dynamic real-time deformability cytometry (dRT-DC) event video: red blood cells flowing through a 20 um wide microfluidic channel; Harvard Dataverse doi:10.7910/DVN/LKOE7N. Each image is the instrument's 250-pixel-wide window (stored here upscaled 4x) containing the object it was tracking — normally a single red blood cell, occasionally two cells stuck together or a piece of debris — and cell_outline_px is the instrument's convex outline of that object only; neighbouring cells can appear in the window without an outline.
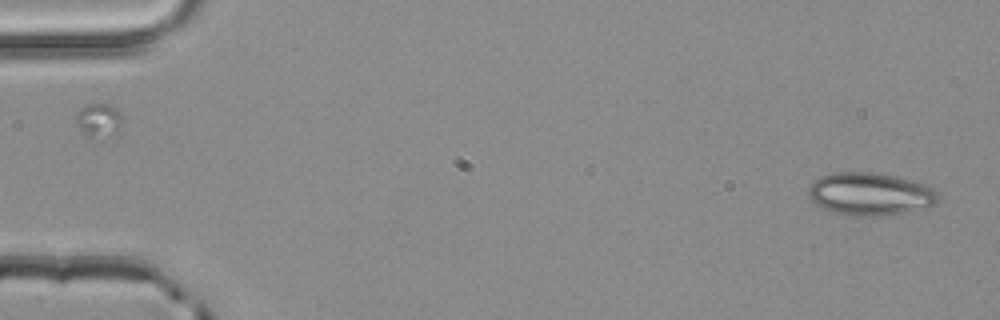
{"species": "common noctule bat (a hibernating species)", "species_latin": "Nyctalus noctula", "temperature_condition": "room temperature", "stored_images_in_passage": 2, "camera_frame_rate_fps": 3000, "um_per_image_px": 0.085, "animal": {"sex": "male", "body_mass_g": 20.4}, "frame": {"image": 1, "passage_image": 2, "time_ms": 0.333, "image_size_px": [1000, 320], "cell_outline_px": [[936, 204], [904, 212], [876, 216], [856, 216], [832, 212], [816, 204], [808, 196], [808, 188], [812, 180], [820, 176], [836, 172], [872, 172], [896, 176], [912, 180], [924, 184], [932, 188], [936, 192]], "centroid_in_image_um": [73.9, 16.47], "position_along_channel_um": 11.1, "area_um2": 32.08}}